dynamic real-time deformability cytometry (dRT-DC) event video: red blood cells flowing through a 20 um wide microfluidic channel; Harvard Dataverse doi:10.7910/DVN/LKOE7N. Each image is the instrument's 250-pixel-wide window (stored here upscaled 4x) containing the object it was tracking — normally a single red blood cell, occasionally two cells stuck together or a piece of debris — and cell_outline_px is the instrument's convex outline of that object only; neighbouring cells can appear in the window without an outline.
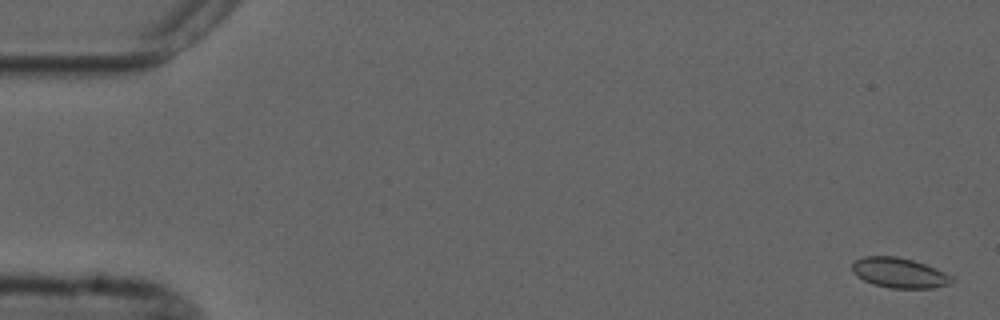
{"species": "common noctule bat (a hibernating species)", "species_latin": "Nyctalus noctula", "temperature_condition": "cold", "stored_images_in_passage": 5, "camera_frame_rate_fps": 3000, "um_per_image_px": 0.085, "animal": {"sex": "male", "forearm_length_mm": 52.5}, "frame": {"image": 1, "passage_image": 1, "time_ms": 0.0, "image_size_px": [1000, 320], "cell_outline_px": [[956, 280], [948, 284], [932, 288], [892, 288], [872, 284], [856, 276], [852, 272], [852, 264], [856, 260], [864, 256], [896, 256], [912, 260], [936, 268], [952, 276]], "centroid_in_image_um": [76.43, 23.19], "position_along_channel_um": 8.6, "area_um2": 17.46}}
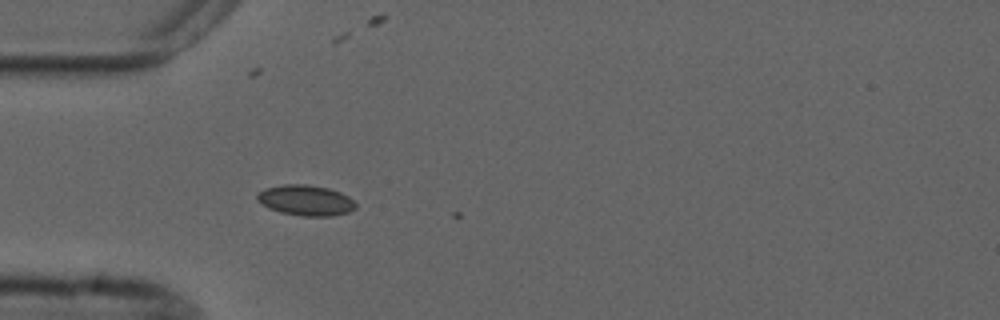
{"frame": {"image": 2, "passage_image": 5, "time_ms": 5.0, "image_size_px": [1000, 320], "cell_outline_px": [[356, 208], [348, 212], [332, 216], [300, 216], [280, 212], [268, 208], [260, 204], [256, 200], [256, 196], [264, 188], [284, 184], [308, 184], [328, 188], [340, 192], [348, 196], [356, 204]], "centroid_in_image_um": [25.96, 17.03], "position_along_channel_um": 59.0, "area_um2": 17.69}}